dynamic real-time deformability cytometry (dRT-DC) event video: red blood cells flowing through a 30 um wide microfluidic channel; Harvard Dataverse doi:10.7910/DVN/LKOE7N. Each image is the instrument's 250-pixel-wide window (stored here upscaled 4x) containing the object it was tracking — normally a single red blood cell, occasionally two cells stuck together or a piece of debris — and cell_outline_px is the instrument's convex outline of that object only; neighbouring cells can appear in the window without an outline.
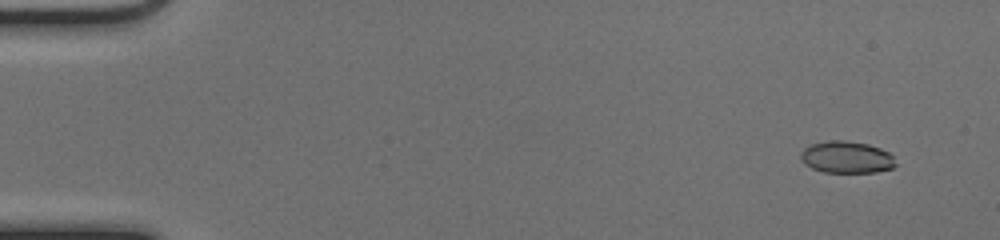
{"species": "common noctule bat (a hibernating species)", "species_latin": "Nyctalus noctula", "temperature_condition": "cold", "stored_images_in_passage": 49, "camera_frame_rate_fps": 3000, "um_per_image_px": 0.085, "animal": {"sex": "female", "body_mass_g": 17.0, "forearm_length_mm": 48.0}, "frame": {"image": 1, "passage_image": 1, "time_ms": 0.0, "image_size_px": [1000, 240], "cell_outline_px": [[896, 164], [892, 168], [876, 172], [824, 172], [812, 168], [804, 164], [800, 160], [800, 152], [804, 148], [812, 144], [828, 140], [844, 140], [868, 144], [880, 148], [888, 152], [892, 156]], "centroid_in_image_um": [71.92, 13.36], "position_along_channel_um": 13.1, "area_um2": 17.69}}
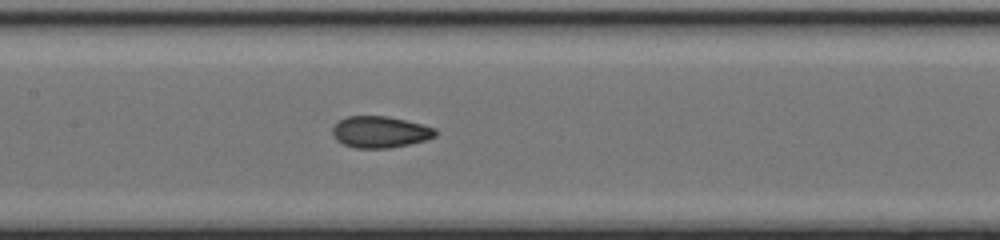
{"frame": {"image": 2, "passage_image": 23, "time_ms": 7.333, "image_size_px": [1000, 240], "cell_outline_px": [[436, 136], [424, 140], [408, 144], [388, 148], [356, 148], [344, 144], [336, 140], [332, 132], [332, 128], [340, 120], [348, 116], [388, 116], [436, 128]], "centroid_in_image_um": [32.29, 11.22], "position_along_channel_um": 175.1, "area_um2": 18.67}}
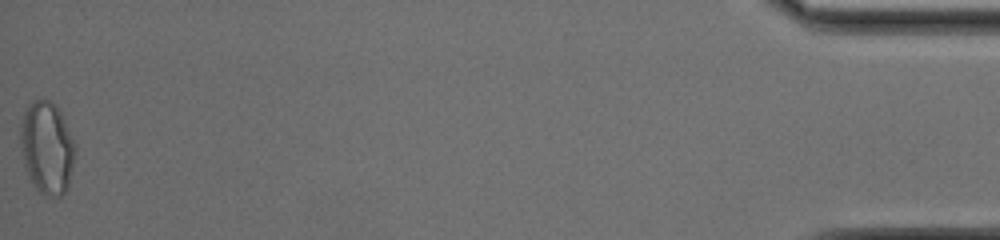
{"frame": {"image": 3, "passage_image": 49, "time_ms": 16.0, "image_size_px": [1000, 240], "cell_outline_px": [[76, 152], [68, 188], [60, 196], [44, 196], [32, 184], [28, 176], [24, 164], [20, 144], [20, 120], [24, 108], [28, 104], [36, 100], [52, 100], [60, 112], [76, 144]], "centroid_in_image_um": [3.98, 12.55], "position_along_channel_um": 431.2, "area_um2": 29.88}, "authors_computed_cell_mechanics": {"area_um2": 18.6694, "velocity_mm_per_s": 4.0868, "shape_relaxation_time_tau1_ms": null, "shape_relaxation_time_tau2_ms": 1.4135, "deformation_change_tau1": null, "deformation_change_tau2": 0.0586}}